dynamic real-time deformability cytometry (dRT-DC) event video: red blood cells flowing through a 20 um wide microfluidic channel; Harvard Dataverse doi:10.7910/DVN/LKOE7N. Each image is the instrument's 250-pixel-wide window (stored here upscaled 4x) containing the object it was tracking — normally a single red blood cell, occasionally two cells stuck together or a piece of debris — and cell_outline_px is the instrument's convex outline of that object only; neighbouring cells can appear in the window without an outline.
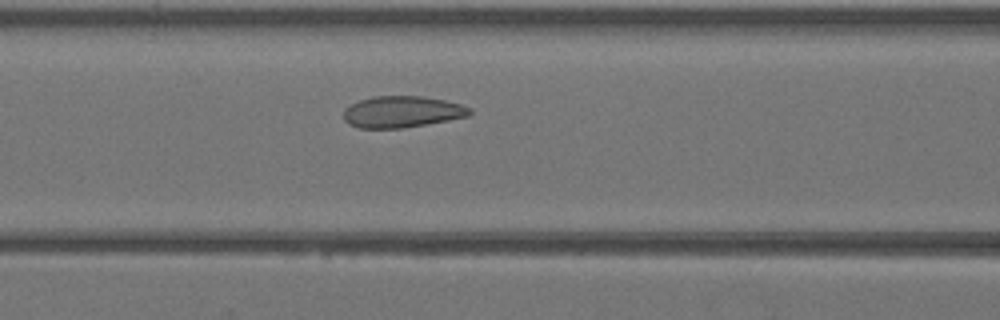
{"species": "Egyptian fruit bat (a non-hibernating species)", "species_latin": "Rousettus aegyptiacus", "temperature_condition": "warm", "stored_images_in_passage": 29, "camera_frame_rate_fps": 3000, "um_per_image_px": 0.085, "animal": {"sex": "female"}, "frame": {"image": 1, "passage_image": 5, "time_ms": 1.333, "image_size_px": [1000, 320], "cell_outline_px": [[472, 112], [468, 116], [448, 120], [400, 128], [360, 128], [348, 124], [344, 120], [344, 108], [360, 100], [372, 96], [424, 96], [444, 100], [460, 104], [472, 108]], "centroid_in_image_um": [34.16, 9.5], "position_along_channel_um": 132.4, "area_um2": 23.06}}
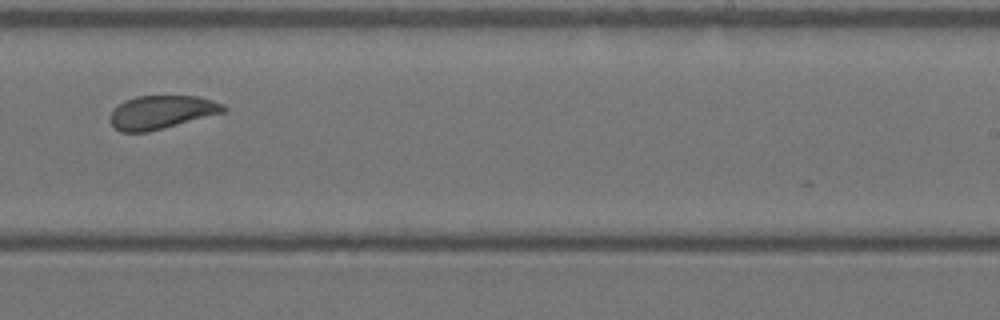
{"frame": {"image": 2, "passage_image": 14, "time_ms": 4.333, "image_size_px": [1000, 320], "cell_outline_px": [[228, 108], [224, 112], [164, 128], [148, 132], [120, 132], [108, 120], [112, 112], [124, 100], [136, 96], [196, 96], [212, 100], [224, 104]], "centroid_in_image_um": [13.73, 9.54], "position_along_channel_um": 275.3, "area_um2": 21.96}}
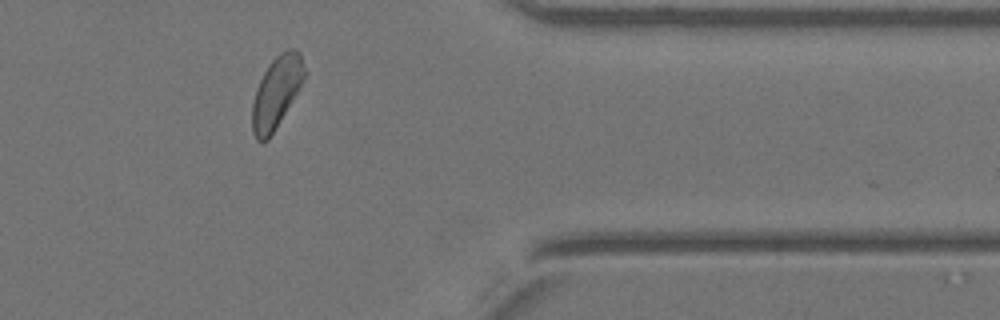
{"frame": {"image": 3, "passage_image": 22, "time_ms": 7.0, "image_size_px": [1000, 320], "cell_outline_px": [[308, 72], [304, 80], [268, 140], [260, 144], [256, 140], [252, 132], [252, 104], [256, 88], [268, 64], [280, 52], [288, 48], [296, 48], [300, 52]], "centroid_in_image_um": [23.51, 7.81], "position_along_channel_um": 387.9, "area_um2": 21.96}}